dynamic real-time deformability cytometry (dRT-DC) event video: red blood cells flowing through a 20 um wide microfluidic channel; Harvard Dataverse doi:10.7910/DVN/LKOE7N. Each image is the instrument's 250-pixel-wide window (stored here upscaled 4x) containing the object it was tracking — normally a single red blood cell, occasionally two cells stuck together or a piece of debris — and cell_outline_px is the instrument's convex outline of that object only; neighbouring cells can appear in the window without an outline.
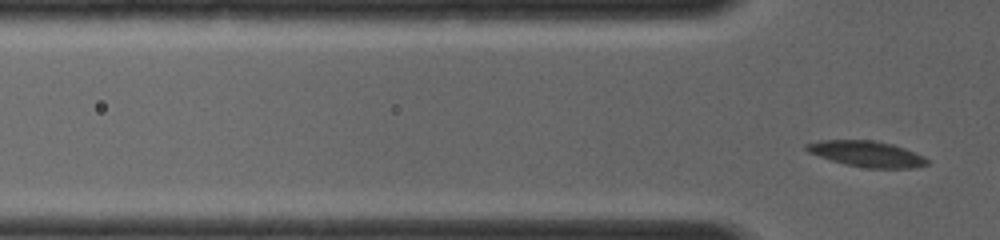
{"species": "common noctule bat (a hibernating species)", "species_latin": "Nyctalus noctula", "temperature_condition": "room temperature", "stored_images_in_passage": 4, "segment_of_instrument_passage": [2, 2], "camera_frame_rate_fps": 4000, "um_per_image_px": 0.085, "animal": {"sex": "female", "body_mass_g": 19.0, "forearm_length_mm": 56.7}, "frame": {"image": 1, "passage_image": 4, "time_ms": 2.75, "image_size_px": [1000, 240], "cell_outline_px": [[928, 164], [916, 168], [868, 168], [844, 164], [808, 152], [804, 148], [804, 144], [820, 140], [872, 140], [892, 144], [904, 148], [924, 156], [928, 160]], "centroid_in_image_um": [73.67, 13.08], "position_along_channel_um": 52.1, "area_um2": 18.15}}